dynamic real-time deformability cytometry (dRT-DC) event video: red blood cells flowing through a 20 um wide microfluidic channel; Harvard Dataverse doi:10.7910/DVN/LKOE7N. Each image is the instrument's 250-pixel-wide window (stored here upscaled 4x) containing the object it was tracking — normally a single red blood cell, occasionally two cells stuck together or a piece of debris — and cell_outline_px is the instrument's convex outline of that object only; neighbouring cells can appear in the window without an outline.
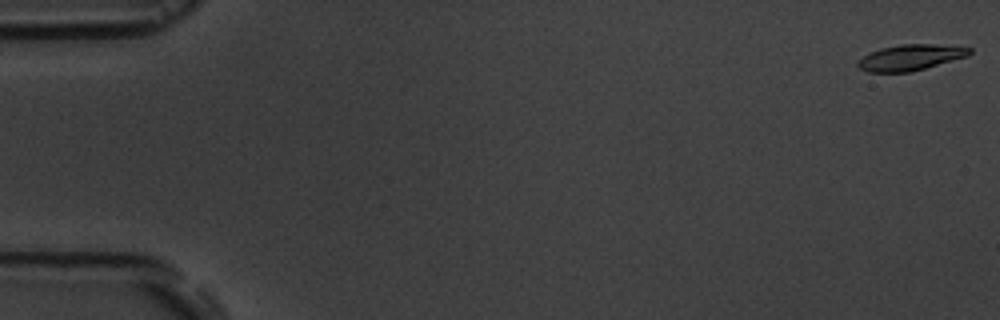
{"species": "common noctule bat (a hibernating species)", "species_latin": "Nyctalus noctula", "temperature_condition": "room temperature", "stored_images_in_passage": 16, "camera_frame_rate_fps": 3000, "um_per_image_px": 0.085, "animal": {"sex": "male", "body_mass_g": 19.5, "forearm_length_mm": 54.6}, "frame": {"image": 1, "passage_image": 1, "time_ms": 0.0, "image_size_px": [1000, 320], "cell_outline_px": [[972, 52], [968, 56], [912, 72], [868, 72], [860, 68], [856, 64], [864, 56], [880, 48], [900, 44], [932, 44], [972, 48]], "centroid_in_image_um": [77.41, 4.89], "position_along_channel_um": 7.6, "area_um2": 16.7}}
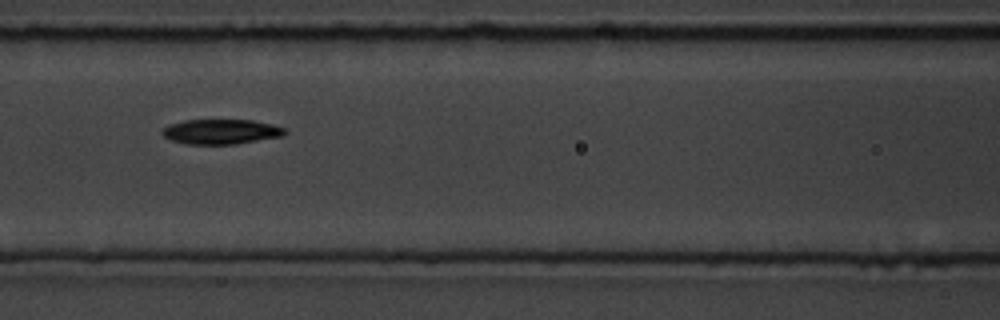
{"frame": {"image": 2, "passage_image": 8, "time_ms": 8.0, "image_size_px": [1000, 320], "cell_outline_px": [[288, 132], [280, 136], [236, 144], [184, 144], [172, 140], [164, 136], [160, 132], [168, 124], [184, 120], [252, 120], [272, 124], [284, 128]], "centroid_in_image_um": [18.75, 11.19], "position_along_channel_um": 147.8, "area_um2": 17.74}}
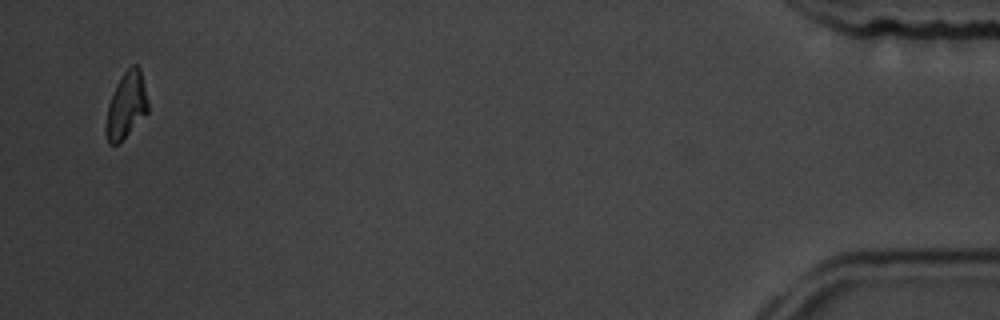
{"frame": {"image": 3, "passage_image": 16, "time_ms": 18.0, "image_size_px": [1000, 320], "cell_outline_px": [[148, 112], [116, 144], [108, 144], [104, 128], [108, 104], [116, 84], [124, 72], [132, 64], [136, 64], [140, 68], [148, 100]], "centroid_in_image_um": [10.71, 8.92], "position_along_channel_um": 424.5, "area_um2": 16.01}, "authors_computed_cell_mechanics": {"area_um2": 17.6001, "velocity_mm_per_s": 3.6264, "shape_relaxation_time_tau1_ms": 2.7491, "shape_relaxation_time_tau2_ms": null, "deformation_change_tau1": 0.1256, "deformation_change_tau2": null}}